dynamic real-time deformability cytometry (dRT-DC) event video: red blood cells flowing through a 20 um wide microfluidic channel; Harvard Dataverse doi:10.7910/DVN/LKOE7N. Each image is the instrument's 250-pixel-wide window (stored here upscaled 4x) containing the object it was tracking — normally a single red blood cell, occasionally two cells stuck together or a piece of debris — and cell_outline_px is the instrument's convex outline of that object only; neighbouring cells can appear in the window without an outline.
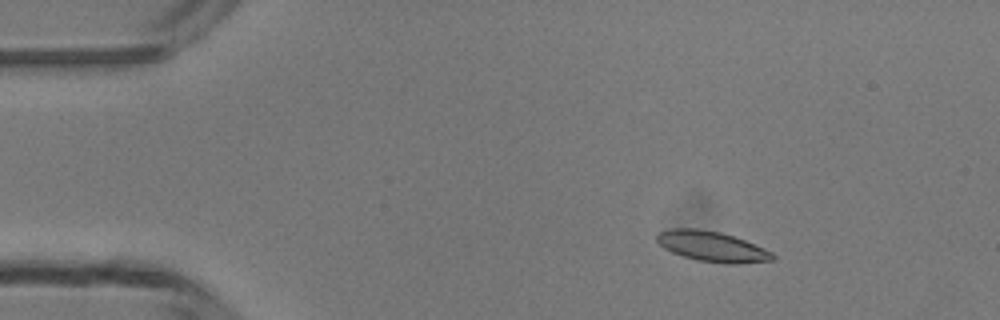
{"species": "common noctule bat (a hibernating species)", "species_latin": "Nyctalus noctula", "temperature_condition": "room temperature", "stored_images_in_passage": 5, "camera_frame_rate_fps": 3000, "um_per_image_px": 0.085, "animal": {"sex": "male", "body_mass_g": 13.3}, "frame": {"image": 1, "passage_image": 3, "time_ms": 2.333, "image_size_px": [1000, 320], "cell_outline_px": [[776, 256], [772, 260], [736, 264], [724, 264], [696, 260], [672, 252], [664, 248], [656, 240], [656, 236], [660, 232], [672, 228], [696, 228], [720, 232], [744, 240], [764, 248], [772, 252]], "centroid_in_image_um": [60.52, 20.95], "position_along_channel_um": 24.5, "area_um2": 20.35}}
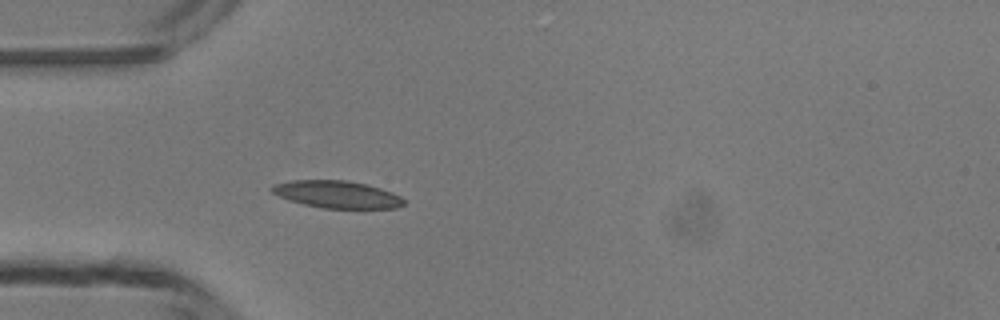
{"frame": {"image": 2, "passage_image": 5, "time_ms": 4.667, "image_size_px": [1000, 320], "cell_outline_px": [[404, 204], [396, 208], [324, 208], [304, 204], [288, 200], [272, 192], [268, 188], [272, 184], [292, 180], [348, 180], [380, 188], [392, 192], [400, 196], [404, 200]], "centroid_in_image_um": [28.61, 16.51], "position_along_channel_um": 56.4, "area_um2": 20.92}}